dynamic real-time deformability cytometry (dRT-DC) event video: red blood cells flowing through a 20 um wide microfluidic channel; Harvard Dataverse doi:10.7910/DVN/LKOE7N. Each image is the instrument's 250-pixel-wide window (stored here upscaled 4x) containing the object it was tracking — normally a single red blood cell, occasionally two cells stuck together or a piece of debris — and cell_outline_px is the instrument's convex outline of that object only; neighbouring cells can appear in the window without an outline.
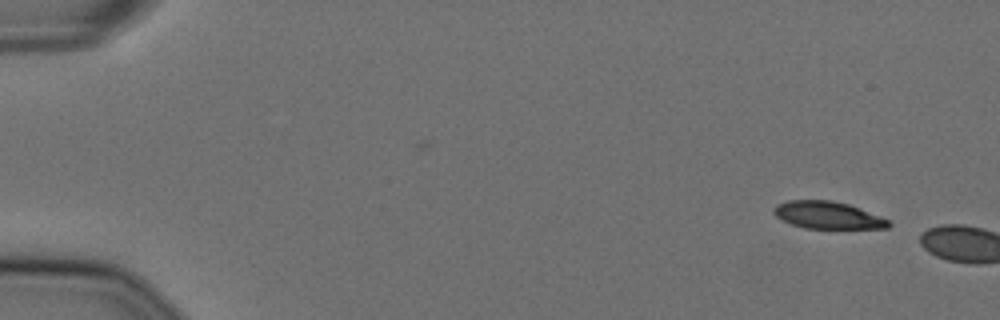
{"species": "Egyptian fruit bat (a non-hibernating species)", "species_latin": "Rousettus aegyptiacus", "temperature_condition": "cold", "stored_images_in_passage": 3, "camera_frame_rate_fps": 3000, "um_per_image_px": 0.085, "animal": {"sex": "female"}, "frame": {"image": 1, "passage_image": 1, "time_ms": 0.0, "image_size_px": [1000, 320], "cell_outline_px": [[892, 224], [888, 228], [804, 228], [780, 220], [772, 212], [772, 208], [776, 204], [788, 200], [832, 200], [848, 204], [880, 216], [888, 220]], "centroid_in_image_um": [70.3, 18.28], "position_along_channel_um": 14.7, "area_um2": 18.26}}